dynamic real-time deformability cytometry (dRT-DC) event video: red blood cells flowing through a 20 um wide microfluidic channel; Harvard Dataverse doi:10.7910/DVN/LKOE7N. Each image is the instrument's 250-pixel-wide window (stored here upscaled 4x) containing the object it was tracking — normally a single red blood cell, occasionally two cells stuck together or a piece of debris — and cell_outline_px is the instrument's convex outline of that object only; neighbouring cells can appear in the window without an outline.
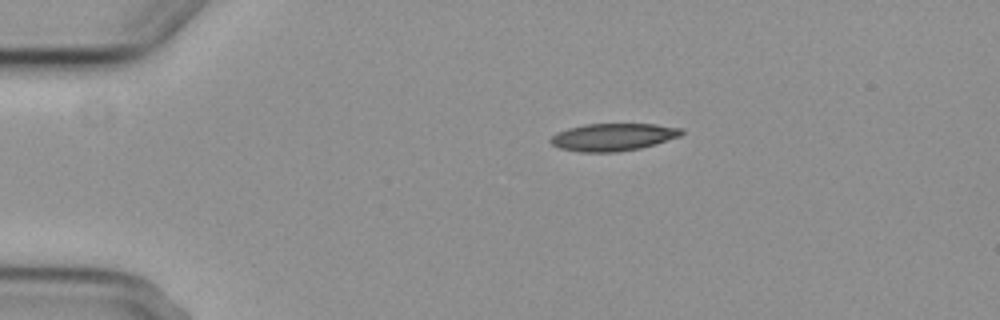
{"species": "common noctule bat (a hibernating species)", "species_latin": "Nyctalus noctula", "temperature_condition": "cold", "stored_images_in_passage": 5, "camera_frame_rate_fps": 3000, "um_per_image_px": 0.085, "animal": {"sex": "female", "body_mass_g": 29.2, "forearm_length_mm": 56.3}, "frame": {"image": 1, "passage_image": 1, "time_ms": 0.0, "image_size_px": [1000, 320], "cell_outline_px": [[684, 132], [680, 136], [656, 144], [640, 148], [620, 152], [580, 152], [560, 148], [552, 144], [548, 140], [556, 132], [568, 128], [584, 124], [656, 124], [684, 128]], "centroid_in_image_um": [52.12, 11.65], "position_along_channel_um": 32.9, "area_um2": 21.15}}
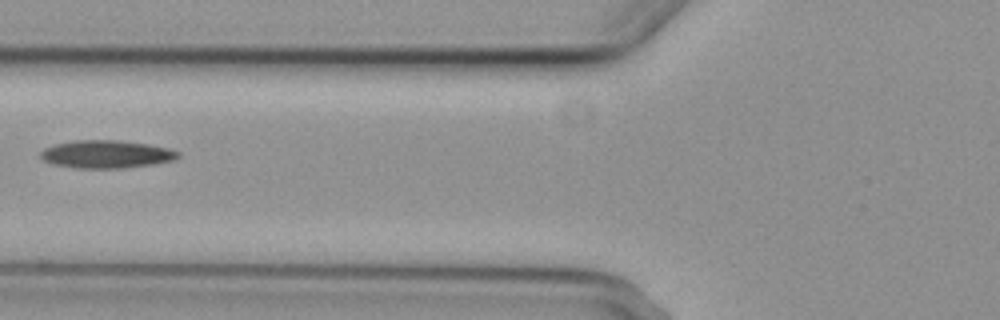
{"frame": {"image": 2, "passage_image": 4, "time_ms": 3.667, "image_size_px": [1000, 320], "cell_outline_px": [[180, 156], [172, 160], [152, 164], [120, 168], [76, 168], [56, 164], [44, 160], [40, 156], [40, 152], [44, 148], [56, 144], [72, 140], [120, 140], [148, 144], [168, 148], [180, 152]], "centroid_in_image_um": [9.04, 13.09], "position_along_channel_um": 116.8, "area_um2": 22.14}}
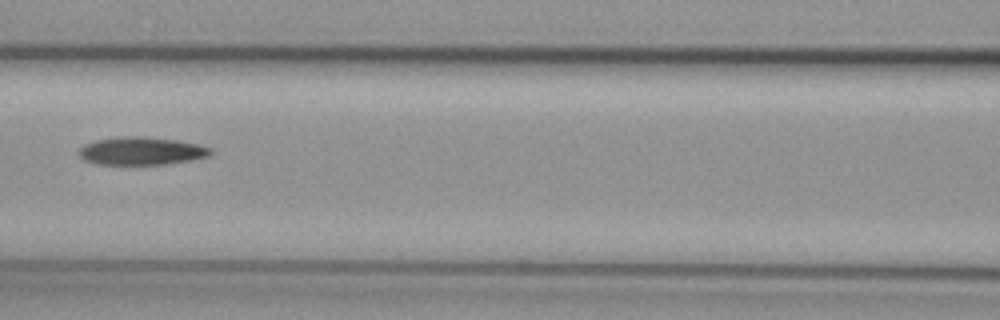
{"frame": {"image": 3, "passage_image": 5, "time_ms": 4.667, "image_size_px": [1000, 320], "cell_outline_px": [[212, 152], [208, 156], [192, 160], [164, 164], [96, 164], [84, 160], [80, 156], [80, 148], [84, 144], [96, 140], [120, 136], [144, 136], [176, 140], [196, 144], [212, 148]], "centroid_in_image_um": [12.01, 12.83], "position_along_channel_um": 154.6, "area_um2": 21.33}}